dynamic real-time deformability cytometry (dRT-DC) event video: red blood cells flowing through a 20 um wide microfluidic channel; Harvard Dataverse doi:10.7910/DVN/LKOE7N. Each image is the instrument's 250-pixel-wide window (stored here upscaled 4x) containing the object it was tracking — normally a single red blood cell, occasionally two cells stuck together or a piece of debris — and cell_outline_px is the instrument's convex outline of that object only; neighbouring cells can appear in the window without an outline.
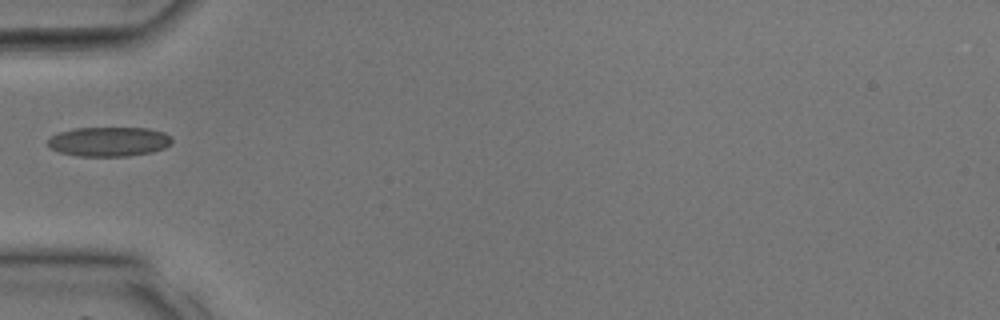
{"species": "common noctule bat (a hibernating species)", "species_latin": "Nyctalus noctula", "temperature_condition": "room temperature", "stored_images_in_passage": 13, "camera_frame_rate_fps": 3000, "um_per_image_px": 0.085, "animal": {"sex": "male", "body_mass_g": 17.9, "forearm_length_mm": 54.2}, "frame": {"image": 1, "passage_image": 1, "time_ms": 0.0, "image_size_px": [1000, 320], "cell_outline_px": [[172, 144], [164, 148], [152, 152], [128, 156], [76, 156], [60, 152], [48, 148], [48, 140], [52, 136], [60, 132], [76, 128], [148, 128], [164, 132], [172, 136]], "centroid_in_image_um": [9.29, 12.04], "position_along_channel_um": 75.7, "area_um2": 21.44}}
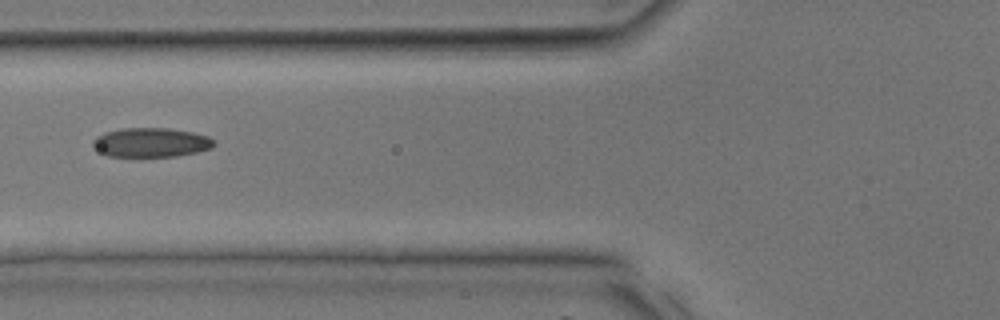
{"frame": {"image": 2, "passage_image": 3, "time_ms": 0.667, "image_size_px": [1000, 320], "cell_outline_px": [[216, 144], [212, 148], [196, 152], [176, 156], [108, 156], [100, 152], [92, 144], [92, 140], [96, 136], [104, 132], [120, 128], [168, 128], [192, 132], [208, 136], [216, 140]], "centroid_in_image_um": [12.84, 12.1], "position_along_channel_um": 113.0, "area_um2": 20.75}}
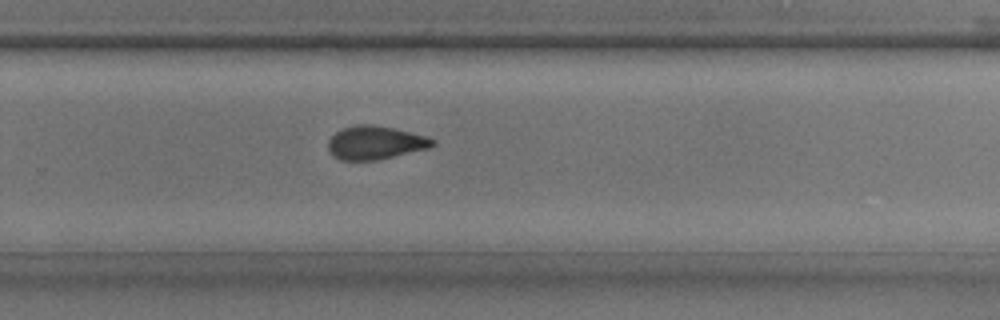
{"frame": {"image": 3, "passage_image": 13, "time_ms": 4.0, "image_size_px": [1000, 320], "cell_outline_px": [[436, 144], [428, 148], [376, 160], [340, 160], [332, 156], [328, 148], [328, 140], [336, 132], [344, 128], [356, 124], [372, 124], [392, 128], [428, 136], [436, 140]], "centroid_in_image_um": [31.89, 12.12], "position_along_channel_um": 297.9, "area_um2": 20.29}}